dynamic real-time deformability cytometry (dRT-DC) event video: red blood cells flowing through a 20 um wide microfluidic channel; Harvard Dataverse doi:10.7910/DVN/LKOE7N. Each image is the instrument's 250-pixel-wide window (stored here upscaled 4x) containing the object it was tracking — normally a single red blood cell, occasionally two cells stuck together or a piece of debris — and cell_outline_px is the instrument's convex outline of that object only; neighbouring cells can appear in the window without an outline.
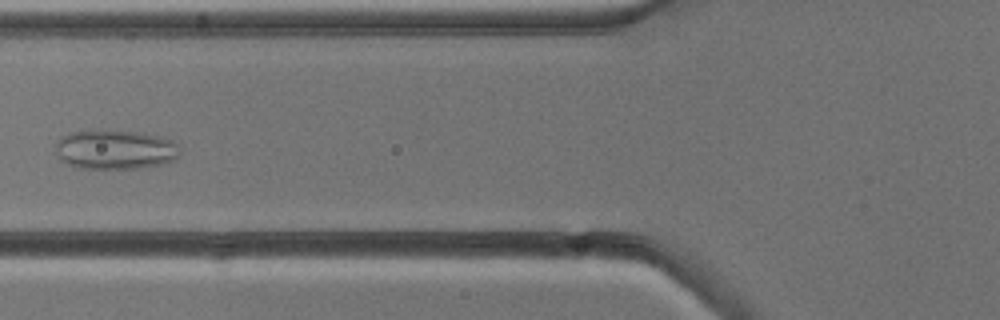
{"species": "common noctule bat (a hibernating species)", "species_latin": "Nyctalus noctula", "temperature_condition": "cold", "stored_images_in_passage": 6, "camera_frame_rate_fps": 3000, "um_per_image_px": 0.085, "animal": {"sex": "male", "body_mass_g": 13.3}, "frame": {"image": 1, "passage_image": 6, "time_ms": 6.667, "image_size_px": [1000, 320], "cell_outline_px": [[180, 156], [172, 160], [160, 164], [140, 168], [76, 168], [64, 164], [60, 160], [56, 152], [56, 144], [60, 136], [68, 132], [96, 128], [136, 132], [156, 136], [172, 140], [176, 144]], "centroid_in_image_um": [9.69, 12.69], "position_along_channel_um": 116.1, "area_um2": 29.02}}